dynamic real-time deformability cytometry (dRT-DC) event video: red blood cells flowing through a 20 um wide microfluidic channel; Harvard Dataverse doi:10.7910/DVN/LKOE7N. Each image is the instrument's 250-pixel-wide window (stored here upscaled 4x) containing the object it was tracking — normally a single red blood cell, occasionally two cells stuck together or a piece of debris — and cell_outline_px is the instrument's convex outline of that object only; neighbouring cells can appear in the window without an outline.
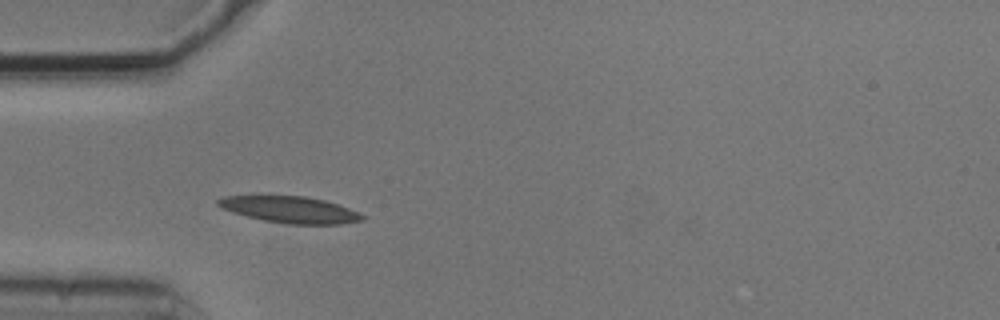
{"species": "common noctule bat (a hibernating species)", "species_latin": "Nyctalus noctula", "temperature_condition": "cold", "stored_images_in_passage": 4, "camera_frame_rate_fps": 3000, "um_per_image_px": 0.085, "animal": {"sex": "male", "body_mass_g": 20.5, "forearm_length_mm": 52.5}, "frame": {"image": 1, "passage_image": 4, "time_ms": 1.0, "image_size_px": [1000, 320], "cell_outline_px": [[368, 216], [364, 220], [340, 224], [288, 224], [264, 220], [232, 212], [216, 204], [216, 200], [224, 196], [304, 196], [324, 200], [348, 208]], "centroid_in_image_um": [24.7, 17.82], "position_along_channel_um": 60.3, "area_um2": 22.08}}